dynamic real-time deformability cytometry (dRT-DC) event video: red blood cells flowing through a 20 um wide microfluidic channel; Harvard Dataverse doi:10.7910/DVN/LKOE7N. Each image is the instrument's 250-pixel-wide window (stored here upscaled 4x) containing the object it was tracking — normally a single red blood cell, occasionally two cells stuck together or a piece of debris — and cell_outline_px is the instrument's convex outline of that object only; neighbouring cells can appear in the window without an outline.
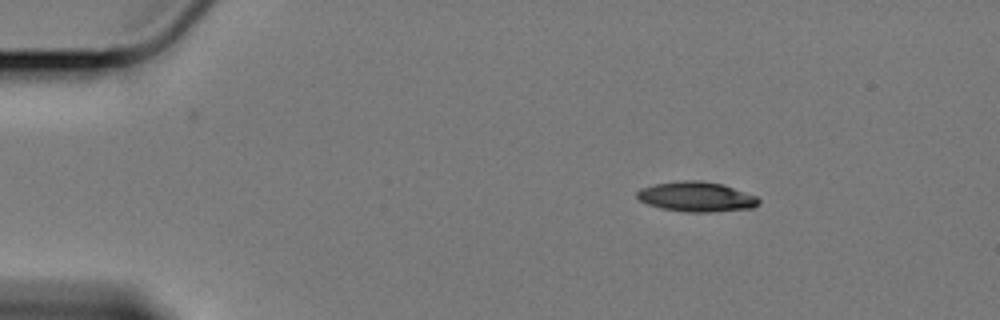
{"species": "Egyptian fruit bat (a non-hibernating species)", "species_latin": "Rousettus aegyptiacus", "temperature_condition": "cold", "stored_images_in_passage": 51, "camera_frame_rate_fps": 3000, "um_per_image_px": 0.085, "animal": {"sex": "female"}, "frame": {"image": 1, "passage_image": 1, "time_ms": 0.0, "image_size_px": [1000, 320], "cell_outline_px": [[760, 204], [752, 208], [712, 212], [684, 212], [660, 208], [648, 204], [640, 200], [636, 196], [636, 192], [640, 188], [656, 184], [684, 180], [700, 180], [720, 184], [756, 196], [760, 200]], "centroid_in_image_um": [59.18, 16.73], "position_along_channel_um": 25.8, "area_um2": 21.1}}
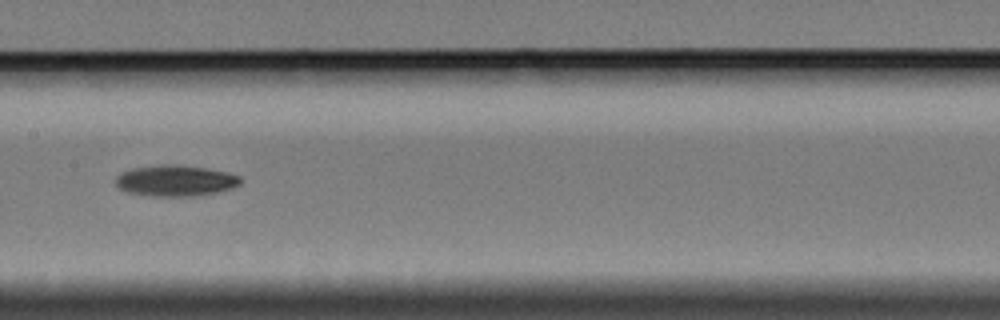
{"frame": {"image": 2, "passage_image": 22, "time_ms": 7.0, "image_size_px": [1000, 320], "cell_outline_px": [[240, 184], [232, 188], [200, 196], [152, 196], [128, 192], [120, 188], [116, 184], [116, 176], [120, 172], [132, 168], [160, 164], [172, 164], [204, 168], [224, 172], [240, 176]], "centroid_in_image_um": [14.88, 15.36], "position_along_channel_um": 192.5, "area_um2": 22.48}}
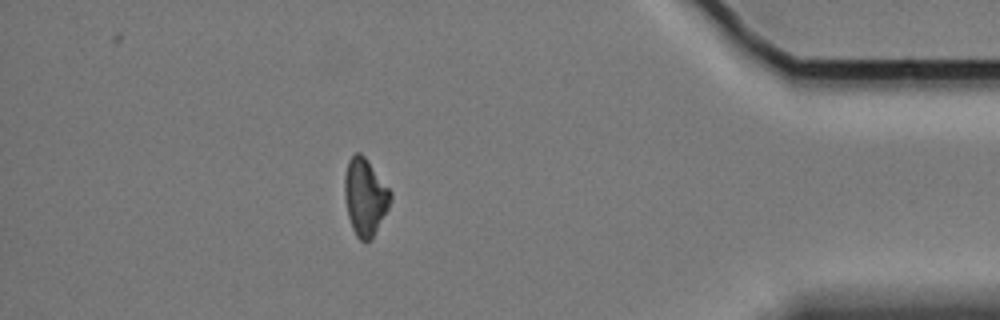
{"frame": {"image": 3, "passage_image": 44, "time_ms": 14.333, "image_size_px": [1000, 320], "cell_outline_px": [[392, 196], [388, 208], [372, 240], [360, 240], [356, 236], [352, 228], [348, 216], [344, 196], [344, 176], [348, 160], [356, 152], [360, 152], [364, 156], [392, 192]], "centroid_in_image_um": [31.02, 16.74], "position_along_channel_um": 404.2, "area_um2": 20.58}, "authors_computed_cell_mechanics": {"area_um2": 21.097, "velocity_mm_per_s": 3.4033, "shape_relaxation_time_tau1_ms": 3.7563, "shape_relaxation_time_tau2_ms": null, "deformation_change_tau1": 0.1326, "deformation_change_tau2": null}}